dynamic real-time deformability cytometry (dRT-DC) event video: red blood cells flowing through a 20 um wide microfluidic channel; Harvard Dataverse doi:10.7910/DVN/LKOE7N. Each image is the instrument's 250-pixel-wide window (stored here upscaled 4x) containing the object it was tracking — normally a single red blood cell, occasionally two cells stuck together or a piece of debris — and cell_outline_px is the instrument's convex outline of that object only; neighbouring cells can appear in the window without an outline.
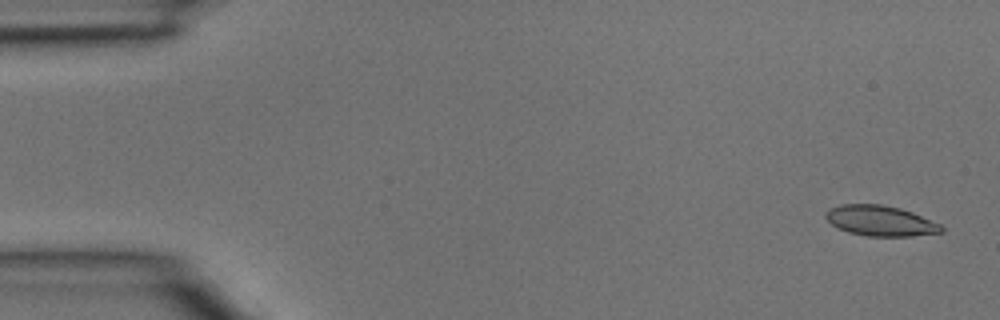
{"species": "common noctule bat (a hibernating species)", "species_latin": "Nyctalus noctula", "temperature_condition": "room temperature", "stored_images_in_passage": 5, "camera_frame_rate_fps": 3000, "um_per_image_px": 0.085, "animal": {"sex": "male", "body_mass_g": 15.6}, "frame": {"image": 1, "passage_image": 1, "time_ms": 0.0, "image_size_px": [1000, 320], "cell_outline_px": [[944, 232], [912, 236], [868, 236], [848, 232], [836, 228], [824, 216], [824, 212], [828, 208], [840, 204], [880, 204], [900, 208], [912, 212], [940, 224], [944, 228]], "centroid_in_image_um": [74.8, 18.76], "position_along_channel_um": 10.2, "area_um2": 20.63}}
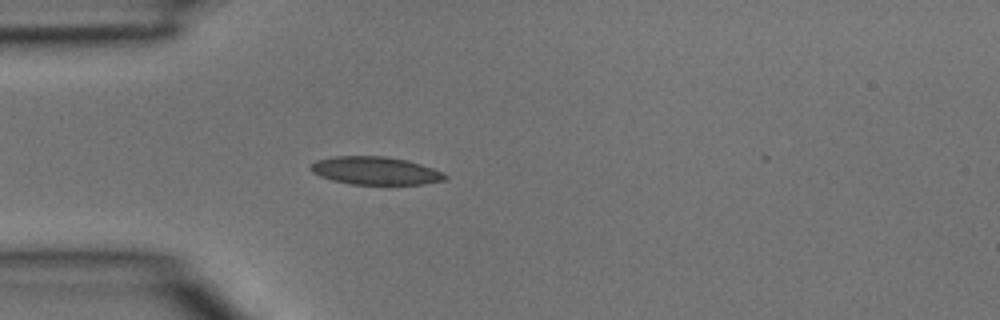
{"frame": {"image": 2, "passage_image": 4, "time_ms": 1.0, "image_size_px": [1000, 320], "cell_outline_px": [[448, 176], [444, 180], [424, 184], [352, 184], [332, 180], [320, 176], [312, 172], [308, 168], [316, 160], [336, 156], [384, 156], [408, 160], [432, 168]], "centroid_in_image_um": [31.88, 14.5], "position_along_channel_um": 53.1, "area_um2": 21.73}}